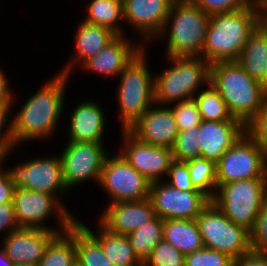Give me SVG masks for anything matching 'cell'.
<instances>
[{"instance_id":"1f68e13d","label":"cell","mask_w":267,"mask_h":266,"mask_svg":"<svg viewBox=\"0 0 267 266\" xmlns=\"http://www.w3.org/2000/svg\"><path fill=\"white\" fill-rule=\"evenodd\" d=\"M185 162L194 188L212 200L217 191L216 163L202 157Z\"/></svg>"},{"instance_id":"4fadbf2b","label":"cell","mask_w":267,"mask_h":266,"mask_svg":"<svg viewBox=\"0 0 267 266\" xmlns=\"http://www.w3.org/2000/svg\"><path fill=\"white\" fill-rule=\"evenodd\" d=\"M104 148V143L67 141L60 159L68 190L90 179L99 184L103 164L108 156Z\"/></svg>"},{"instance_id":"9a60e30c","label":"cell","mask_w":267,"mask_h":266,"mask_svg":"<svg viewBox=\"0 0 267 266\" xmlns=\"http://www.w3.org/2000/svg\"><path fill=\"white\" fill-rule=\"evenodd\" d=\"M122 136L119 154L151 183L164 181L173 161L171 148L145 144L129 131H122Z\"/></svg>"},{"instance_id":"74e56055","label":"cell","mask_w":267,"mask_h":266,"mask_svg":"<svg viewBox=\"0 0 267 266\" xmlns=\"http://www.w3.org/2000/svg\"><path fill=\"white\" fill-rule=\"evenodd\" d=\"M11 107L13 106H0V153L5 159L10 156V153H13V151L16 150V147H20L19 145H16L14 140L13 120H11L13 118H10L11 122L8 121V117L12 116V113H10L12 111ZM6 123L9 126H4ZM4 127L6 128L4 129Z\"/></svg>"},{"instance_id":"f1b7e54d","label":"cell","mask_w":267,"mask_h":266,"mask_svg":"<svg viewBox=\"0 0 267 266\" xmlns=\"http://www.w3.org/2000/svg\"><path fill=\"white\" fill-rule=\"evenodd\" d=\"M77 266H116L104 254L100 243L75 220Z\"/></svg>"},{"instance_id":"d4e9b609","label":"cell","mask_w":267,"mask_h":266,"mask_svg":"<svg viewBox=\"0 0 267 266\" xmlns=\"http://www.w3.org/2000/svg\"><path fill=\"white\" fill-rule=\"evenodd\" d=\"M76 220L100 243L106 255L116 266H141L143 263L134 253V249L126 235L115 234L99 223V230L94 233L86 223Z\"/></svg>"},{"instance_id":"b9f144b4","label":"cell","mask_w":267,"mask_h":266,"mask_svg":"<svg viewBox=\"0 0 267 266\" xmlns=\"http://www.w3.org/2000/svg\"><path fill=\"white\" fill-rule=\"evenodd\" d=\"M18 229L13 202L0 204V232L6 231L4 234L6 237Z\"/></svg>"},{"instance_id":"2e32d148","label":"cell","mask_w":267,"mask_h":266,"mask_svg":"<svg viewBox=\"0 0 267 266\" xmlns=\"http://www.w3.org/2000/svg\"><path fill=\"white\" fill-rule=\"evenodd\" d=\"M174 0H122L124 22L143 36V45L157 39ZM145 41V42H144Z\"/></svg>"},{"instance_id":"44dd1931","label":"cell","mask_w":267,"mask_h":266,"mask_svg":"<svg viewBox=\"0 0 267 266\" xmlns=\"http://www.w3.org/2000/svg\"><path fill=\"white\" fill-rule=\"evenodd\" d=\"M244 133L245 125L240 120H202L197 137L201 148L200 157L217 163Z\"/></svg>"},{"instance_id":"d590c367","label":"cell","mask_w":267,"mask_h":266,"mask_svg":"<svg viewBox=\"0 0 267 266\" xmlns=\"http://www.w3.org/2000/svg\"><path fill=\"white\" fill-rule=\"evenodd\" d=\"M185 266H235V260L222 252L204 247L185 255Z\"/></svg>"},{"instance_id":"3957f363","label":"cell","mask_w":267,"mask_h":266,"mask_svg":"<svg viewBox=\"0 0 267 266\" xmlns=\"http://www.w3.org/2000/svg\"><path fill=\"white\" fill-rule=\"evenodd\" d=\"M256 28L253 8L212 14L201 58L209 64L236 61Z\"/></svg>"},{"instance_id":"cb8c5ba5","label":"cell","mask_w":267,"mask_h":266,"mask_svg":"<svg viewBox=\"0 0 267 266\" xmlns=\"http://www.w3.org/2000/svg\"><path fill=\"white\" fill-rule=\"evenodd\" d=\"M236 62L256 82L267 88V37L256 28Z\"/></svg>"},{"instance_id":"7402d4cb","label":"cell","mask_w":267,"mask_h":266,"mask_svg":"<svg viewBox=\"0 0 267 266\" xmlns=\"http://www.w3.org/2000/svg\"><path fill=\"white\" fill-rule=\"evenodd\" d=\"M106 117L96 101H81L70 115L68 141L104 143Z\"/></svg>"},{"instance_id":"7dc6e473","label":"cell","mask_w":267,"mask_h":266,"mask_svg":"<svg viewBox=\"0 0 267 266\" xmlns=\"http://www.w3.org/2000/svg\"><path fill=\"white\" fill-rule=\"evenodd\" d=\"M249 8L261 9L267 7V0H246Z\"/></svg>"},{"instance_id":"5b68a950","label":"cell","mask_w":267,"mask_h":266,"mask_svg":"<svg viewBox=\"0 0 267 266\" xmlns=\"http://www.w3.org/2000/svg\"><path fill=\"white\" fill-rule=\"evenodd\" d=\"M143 49L119 74L117 89L121 131H128L155 103L154 75Z\"/></svg>"},{"instance_id":"836d02e7","label":"cell","mask_w":267,"mask_h":266,"mask_svg":"<svg viewBox=\"0 0 267 266\" xmlns=\"http://www.w3.org/2000/svg\"><path fill=\"white\" fill-rule=\"evenodd\" d=\"M143 264L145 266H185V255L162 239Z\"/></svg>"},{"instance_id":"484cf974","label":"cell","mask_w":267,"mask_h":266,"mask_svg":"<svg viewBox=\"0 0 267 266\" xmlns=\"http://www.w3.org/2000/svg\"><path fill=\"white\" fill-rule=\"evenodd\" d=\"M163 239L184 255L204 248L196 220L164 219Z\"/></svg>"},{"instance_id":"83f0119b","label":"cell","mask_w":267,"mask_h":266,"mask_svg":"<svg viewBox=\"0 0 267 266\" xmlns=\"http://www.w3.org/2000/svg\"><path fill=\"white\" fill-rule=\"evenodd\" d=\"M86 11V22L105 27L116 35H124L118 24L124 20L122 0H91Z\"/></svg>"},{"instance_id":"d6986e66","label":"cell","mask_w":267,"mask_h":266,"mask_svg":"<svg viewBox=\"0 0 267 266\" xmlns=\"http://www.w3.org/2000/svg\"><path fill=\"white\" fill-rule=\"evenodd\" d=\"M99 223L112 233L128 235L156 217L149 198L140 201L110 203Z\"/></svg>"},{"instance_id":"7c38bea8","label":"cell","mask_w":267,"mask_h":266,"mask_svg":"<svg viewBox=\"0 0 267 266\" xmlns=\"http://www.w3.org/2000/svg\"><path fill=\"white\" fill-rule=\"evenodd\" d=\"M217 187L249 178H265V154L244 133L216 163Z\"/></svg>"},{"instance_id":"603a6c76","label":"cell","mask_w":267,"mask_h":266,"mask_svg":"<svg viewBox=\"0 0 267 266\" xmlns=\"http://www.w3.org/2000/svg\"><path fill=\"white\" fill-rule=\"evenodd\" d=\"M77 29L74 40V57L72 56L73 59L71 58L63 70L61 69L59 72L70 77V73L75 65H81L89 57L96 55L117 36L109 29L88 23L85 20L78 25Z\"/></svg>"},{"instance_id":"c3c4849f","label":"cell","mask_w":267,"mask_h":266,"mask_svg":"<svg viewBox=\"0 0 267 266\" xmlns=\"http://www.w3.org/2000/svg\"><path fill=\"white\" fill-rule=\"evenodd\" d=\"M14 262H12L7 256L4 250L0 249V266H14Z\"/></svg>"},{"instance_id":"f907efd6","label":"cell","mask_w":267,"mask_h":266,"mask_svg":"<svg viewBox=\"0 0 267 266\" xmlns=\"http://www.w3.org/2000/svg\"><path fill=\"white\" fill-rule=\"evenodd\" d=\"M265 179L267 182V154H265Z\"/></svg>"},{"instance_id":"ba28073f","label":"cell","mask_w":267,"mask_h":266,"mask_svg":"<svg viewBox=\"0 0 267 266\" xmlns=\"http://www.w3.org/2000/svg\"><path fill=\"white\" fill-rule=\"evenodd\" d=\"M203 245L234 260L251 250L250 232L228 219L210 201L196 217Z\"/></svg>"},{"instance_id":"30bf717a","label":"cell","mask_w":267,"mask_h":266,"mask_svg":"<svg viewBox=\"0 0 267 266\" xmlns=\"http://www.w3.org/2000/svg\"><path fill=\"white\" fill-rule=\"evenodd\" d=\"M98 185L109 195L110 204L149 198L151 182L118 153L106 157Z\"/></svg>"},{"instance_id":"4dcf8cb0","label":"cell","mask_w":267,"mask_h":266,"mask_svg":"<svg viewBox=\"0 0 267 266\" xmlns=\"http://www.w3.org/2000/svg\"><path fill=\"white\" fill-rule=\"evenodd\" d=\"M194 100L198 105L202 120L218 122L238 120L233 118L225 101L210 82L205 89L201 88L200 92L194 96Z\"/></svg>"},{"instance_id":"4316f807","label":"cell","mask_w":267,"mask_h":266,"mask_svg":"<svg viewBox=\"0 0 267 266\" xmlns=\"http://www.w3.org/2000/svg\"><path fill=\"white\" fill-rule=\"evenodd\" d=\"M75 221L65 232L57 234L37 266H76Z\"/></svg>"},{"instance_id":"9c48e42d","label":"cell","mask_w":267,"mask_h":266,"mask_svg":"<svg viewBox=\"0 0 267 266\" xmlns=\"http://www.w3.org/2000/svg\"><path fill=\"white\" fill-rule=\"evenodd\" d=\"M13 204L19 228L54 230L59 234L67 231L76 220L75 216L70 214L69 209H66L51 194L15 188ZM53 214L59 221V227L56 226L57 229L44 223Z\"/></svg>"},{"instance_id":"8fae6325","label":"cell","mask_w":267,"mask_h":266,"mask_svg":"<svg viewBox=\"0 0 267 266\" xmlns=\"http://www.w3.org/2000/svg\"><path fill=\"white\" fill-rule=\"evenodd\" d=\"M58 156H44L8 168L14 188L51 194L67 209L60 198L68 189L63 179L60 155Z\"/></svg>"},{"instance_id":"ffe728a7","label":"cell","mask_w":267,"mask_h":266,"mask_svg":"<svg viewBox=\"0 0 267 266\" xmlns=\"http://www.w3.org/2000/svg\"><path fill=\"white\" fill-rule=\"evenodd\" d=\"M57 234L54 230L19 228L3 238L2 249L14 263L37 265Z\"/></svg>"},{"instance_id":"e0dca14e","label":"cell","mask_w":267,"mask_h":266,"mask_svg":"<svg viewBox=\"0 0 267 266\" xmlns=\"http://www.w3.org/2000/svg\"><path fill=\"white\" fill-rule=\"evenodd\" d=\"M170 106L154 103L128 131L145 144L172 148L179 130Z\"/></svg>"},{"instance_id":"52a82bcc","label":"cell","mask_w":267,"mask_h":266,"mask_svg":"<svg viewBox=\"0 0 267 266\" xmlns=\"http://www.w3.org/2000/svg\"><path fill=\"white\" fill-rule=\"evenodd\" d=\"M211 201L233 223L250 232L267 202L266 179L249 178L221 184Z\"/></svg>"},{"instance_id":"7a4b0ae2","label":"cell","mask_w":267,"mask_h":266,"mask_svg":"<svg viewBox=\"0 0 267 266\" xmlns=\"http://www.w3.org/2000/svg\"><path fill=\"white\" fill-rule=\"evenodd\" d=\"M210 83L225 101L233 118L244 125L267 99V88L252 79L236 61L210 64Z\"/></svg>"},{"instance_id":"6da1fadb","label":"cell","mask_w":267,"mask_h":266,"mask_svg":"<svg viewBox=\"0 0 267 266\" xmlns=\"http://www.w3.org/2000/svg\"><path fill=\"white\" fill-rule=\"evenodd\" d=\"M50 78L22 105L12 117L16 145L25 141L48 139L52 136L65 103L68 75L58 73Z\"/></svg>"},{"instance_id":"d6a6232c","label":"cell","mask_w":267,"mask_h":266,"mask_svg":"<svg viewBox=\"0 0 267 266\" xmlns=\"http://www.w3.org/2000/svg\"><path fill=\"white\" fill-rule=\"evenodd\" d=\"M199 126L190 127L179 131L172 150L173 160L187 161L201 156V148L198 141Z\"/></svg>"},{"instance_id":"f6af8a7d","label":"cell","mask_w":267,"mask_h":266,"mask_svg":"<svg viewBox=\"0 0 267 266\" xmlns=\"http://www.w3.org/2000/svg\"><path fill=\"white\" fill-rule=\"evenodd\" d=\"M8 79L4 74V70L0 68V106H13L14 96L12 90L9 89ZM13 103V104H12Z\"/></svg>"},{"instance_id":"f546056e","label":"cell","mask_w":267,"mask_h":266,"mask_svg":"<svg viewBox=\"0 0 267 266\" xmlns=\"http://www.w3.org/2000/svg\"><path fill=\"white\" fill-rule=\"evenodd\" d=\"M135 255L144 263L153 248L163 239V219L155 217L132 233L126 235Z\"/></svg>"},{"instance_id":"ab89813d","label":"cell","mask_w":267,"mask_h":266,"mask_svg":"<svg viewBox=\"0 0 267 266\" xmlns=\"http://www.w3.org/2000/svg\"><path fill=\"white\" fill-rule=\"evenodd\" d=\"M164 180H167L165 182L177 190L199 191L194 188L187 164L184 161L173 160L170 164L167 177Z\"/></svg>"},{"instance_id":"681fc988","label":"cell","mask_w":267,"mask_h":266,"mask_svg":"<svg viewBox=\"0 0 267 266\" xmlns=\"http://www.w3.org/2000/svg\"><path fill=\"white\" fill-rule=\"evenodd\" d=\"M14 266H37V265L27 264V263H15Z\"/></svg>"},{"instance_id":"60d3db41","label":"cell","mask_w":267,"mask_h":266,"mask_svg":"<svg viewBox=\"0 0 267 266\" xmlns=\"http://www.w3.org/2000/svg\"><path fill=\"white\" fill-rule=\"evenodd\" d=\"M207 14L225 13L249 8L246 0H189Z\"/></svg>"},{"instance_id":"277c9868","label":"cell","mask_w":267,"mask_h":266,"mask_svg":"<svg viewBox=\"0 0 267 266\" xmlns=\"http://www.w3.org/2000/svg\"><path fill=\"white\" fill-rule=\"evenodd\" d=\"M210 16L189 0H174L157 38L167 34L166 56L201 57Z\"/></svg>"},{"instance_id":"8992f818","label":"cell","mask_w":267,"mask_h":266,"mask_svg":"<svg viewBox=\"0 0 267 266\" xmlns=\"http://www.w3.org/2000/svg\"><path fill=\"white\" fill-rule=\"evenodd\" d=\"M167 58L171 62L170 67L154 76L155 104L168 106L191 100L201 90L200 87L210 82V64L203 58Z\"/></svg>"},{"instance_id":"ee69618b","label":"cell","mask_w":267,"mask_h":266,"mask_svg":"<svg viewBox=\"0 0 267 266\" xmlns=\"http://www.w3.org/2000/svg\"><path fill=\"white\" fill-rule=\"evenodd\" d=\"M235 266H267V254L250 250L235 259Z\"/></svg>"},{"instance_id":"f35d334b","label":"cell","mask_w":267,"mask_h":266,"mask_svg":"<svg viewBox=\"0 0 267 266\" xmlns=\"http://www.w3.org/2000/svg\"><path fill=\"white\" fill-rule=\"evenodd\" d=\"M251 250L267 254V202L262 206L250 231Z\"/></svg>"},{"instance_id":"e575fe53","label":"cell","mask_w":267,"mask_h":266,"mask_svg":"<svg viewBox=\"0 0 267 266\" xmlns=\"http://www.w3.org/2000/svg\"><path fill=\"white\" fill-rule=\"evenodd\" d=\"M175 104L173 107L171 106V109L179 131L200 125L202 117L194 98Z\"/></svg>"},{"instance_id":"8d00e7d4","label":"cell","mask_w":267,"mask_h":266,"mask_svg":"<svg viewBox=\"0 0 267 266\" xmlns=\"http://www.w3.org/2000/svg\"><path fill=\"white\" fill-rule=\"evenodd\" d=\"M245 133L267 154V99L263 107L245 125Z\"/></svg>"},{"instance_id":"7bdbcfd3","label":"cell","mask_w":267,"mask_h":266,"mask_svg":"<svg viewBox=\"0 0 267 266\" xmlns=\"http://www.w3.org/2000/svg\"><path fill=\"white\" fill-rule=\"evenodd\" d=\"M14 184L8 169L0 168V204L13 202Z\"/></svg>"},{"instance_id":"5bb4252c","label":"cell","mask_w":267,"mask_h":266,"mask_svg":"<svg viewBox=\"0 0 267 266\" xmlns=\"http://www.w3.org/2000/svg\"><path fill=\"white\" fill-rule=\"evenodd\" d=\"M149 199L156 216L161 219L196 220L203 208L211 201L201 191H182L167 182H152Z\"/></svg>"},{"instance_id":"816d5d0a","label":"cell","mask_w":267,"mask_h":266,"mask_svg":"<svg viewBox=\"0 0 267 266\" xmlns=\"http://www.w3.org/2000/svg\"><path fill=\"white\" fill-rule=\"evenodd\" d=\"M3 161H5V157L0 153V168L2 167L4 163Z\"/></svg>"},{"instance_id":"ac0fdd59","label":"cell","mask_w":267,"mask_h":266,"mask_svg":"<svg viewBox=\"0 0 267 266\" xmlns=\"http://www.w3.org/2000/svg\"><path fill=\"white\" fill-rule=\"evenodd\" d=\"M144 48L146 49L140 41L135 44L124 35H117L96 55L85 60L80 67L102 77L119 76Z\"/></svg>"},{"instance_id":"bcb514c9","label":"cell","mask_w":267,"mask_h":266,"mask_svg":"<svg viewBox=\"0 0 267 266\" xmlns=\"http://www.w3.org/2000/svg\"><path fill=\"white\" fill-rule=\"evenodd\" d=\"M257 28L267 37V7L257 10Z\"/></svg>"}]
</instances>
